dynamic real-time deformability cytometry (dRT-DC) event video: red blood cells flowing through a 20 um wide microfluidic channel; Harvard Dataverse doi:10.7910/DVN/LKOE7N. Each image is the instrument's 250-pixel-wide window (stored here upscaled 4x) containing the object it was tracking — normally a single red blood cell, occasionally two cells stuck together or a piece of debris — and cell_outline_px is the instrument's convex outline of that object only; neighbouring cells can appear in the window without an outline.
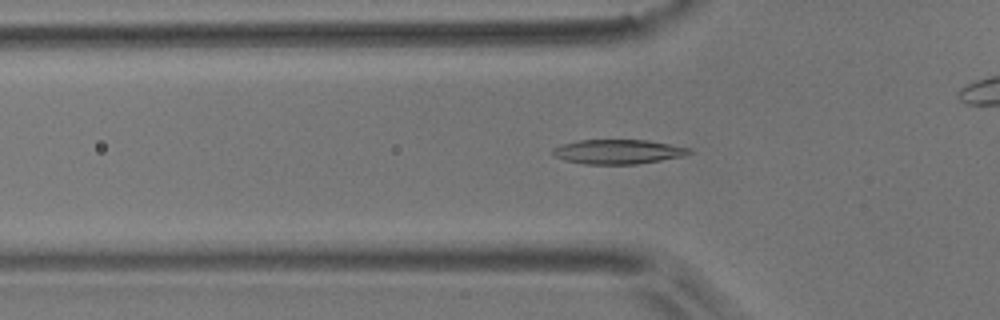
{"species": "common noctule bat (a hibernating species)", "species_latin": "Nyctalus noctula", "temperature_condition": "room temperature", "stored_images_in_passage": 54, "camera_frame_rate_fps": 3000, "um_per_image_px": 0.085, "animal": {"sex": "male", "body_mass_g": 17.9}, "frame": {"image": 1, "passage_image": 17, "time_ms": 5.333, "image_size_px": [1000, 320], "cell_outline_px": [[692, 152], [684, 156], [636, 164], [584, 164], [564, 160], [556, 156], [552, 152], [552, 148], [560, 144], [576, 140], [648, 140], [692, 148]], "centroid_in_image_um": [52.52, 12.89], "position_along_channel_um": 73.3, "area_um2": 19.54}}
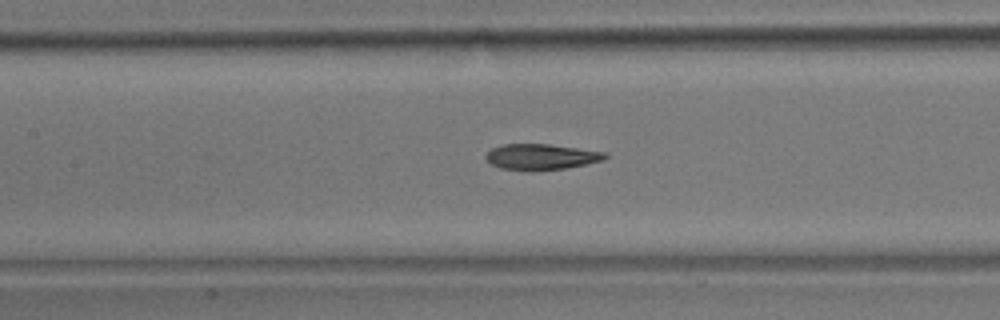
{"frame": {"image": 2, "passage_image": 24, "time_ms": 7.667, "image_size_px": [1000, 320], "cell_outline_px": [[608, 156], [604, 160], [564, 168], [532, 172], [528, 172], [500, 168], [492, 164], [484, 156], [492, 148], [504, 144], [548, 144], [608, 152]], "centroid_in_image_um": [46.0, 13.34], "position_along_channel_um": 161.4, "area_um2": 18.09}}
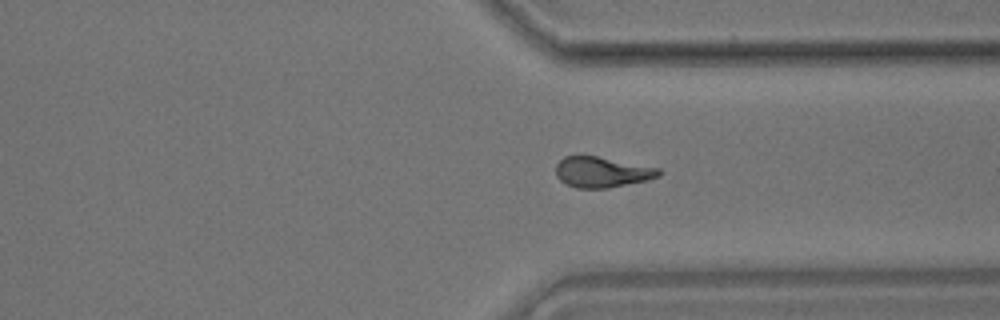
{"frame": {"image": 3, "passage_image": 40, "time_ms": 13.0, "image_size_px": [1000, 320], "cell_outline_px": [[664, 172], [660, 176], [648, 180], [608, 188], [576, 188], [564, 184], [556, 176], [556, 164], [564, 156], [580, 152], [660, 168]], "centroid_in_image_um": [51.14, 14.59], "position_along_channel_um": 360.3, "area_um2": 19.19}, "authors_computed_cell_mechanics": {"area_um2": 18.496, "velocity_mm_per_s": 3.7387, "shape_relaxation_time_tau1_ms": 8.8749, "shape_relaxation_time_tau2_ms": 3.276, "deformation_change_tau1": 0.2282, "deformation_change_tau2": 0.0948}}